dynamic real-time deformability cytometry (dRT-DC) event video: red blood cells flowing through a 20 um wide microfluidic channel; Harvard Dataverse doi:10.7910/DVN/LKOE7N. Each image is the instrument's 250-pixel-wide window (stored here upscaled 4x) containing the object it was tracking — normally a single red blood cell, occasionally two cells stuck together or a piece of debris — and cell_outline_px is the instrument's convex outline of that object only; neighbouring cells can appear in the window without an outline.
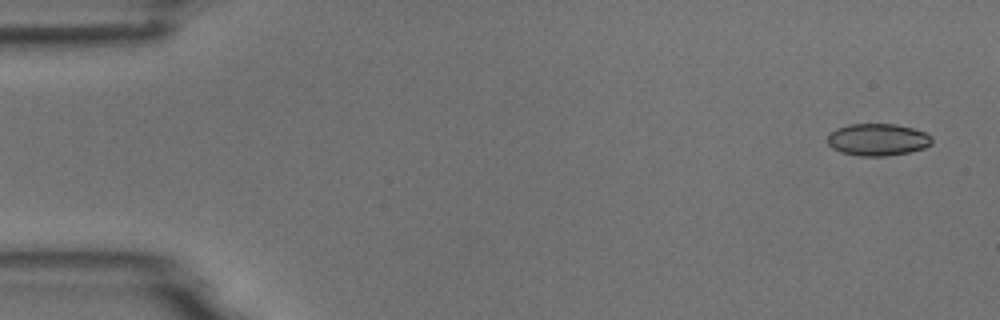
{"species": "common noctule bat (a hibernating species)", "species_latin": "Nyctalus noctula", "temperature_condition": "room temperature", "stored_images_in_passage": 4, "camera_frame_rate_fps": 3000, "um_per_image_px": 0.085, "animal": {"sex": "male", "body_mass_g": 18.8}, "frame": {"image": 1, "passage_image": 1, "time_ms": 0.0, "image_size_px": [1000, 320], "cell_outline_px": [[932, 144], [924, 148], [908, 152], [884, 156], [860, 156], [840, 152], [832, 148], [828, 144], [828, 132], [836, 128], [848, 124], [896, 124], [912, 128], [924, 132], [932, 136]], "centroid_in_image_um": [74.58, 11.86], "position_along_channel_um": 10.4, "area_um2": 19.65}}
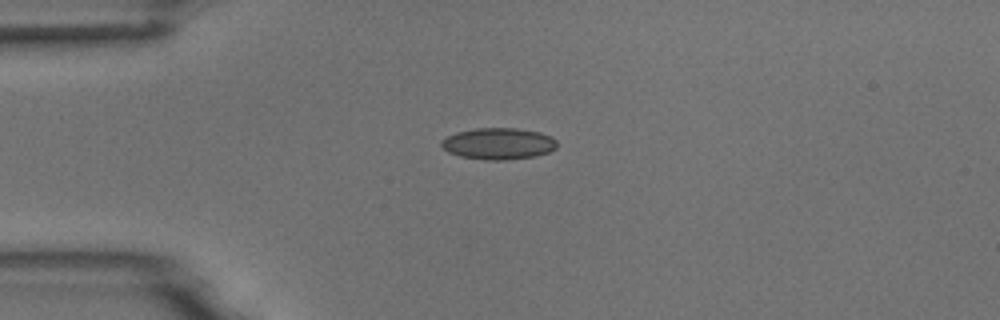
{"frame": {"image": 2, "passage_image": 4, "time_ms": 3.667, "image_size_px": [1000, 320], "cell_outline_px": [[556, 148], [548, 152], [536, 156], [504, 160], [484, 160], [460, 156], [448, 152], [440, 144], [440, 140], [456, 132], [476, 128], [516, 128], [540, 132], [552, 136], [556, 140]], "centroid_in_image_um": [42.36, 12.21], "position_along_channel_um": 42.6, "area_um2": 21.33}}